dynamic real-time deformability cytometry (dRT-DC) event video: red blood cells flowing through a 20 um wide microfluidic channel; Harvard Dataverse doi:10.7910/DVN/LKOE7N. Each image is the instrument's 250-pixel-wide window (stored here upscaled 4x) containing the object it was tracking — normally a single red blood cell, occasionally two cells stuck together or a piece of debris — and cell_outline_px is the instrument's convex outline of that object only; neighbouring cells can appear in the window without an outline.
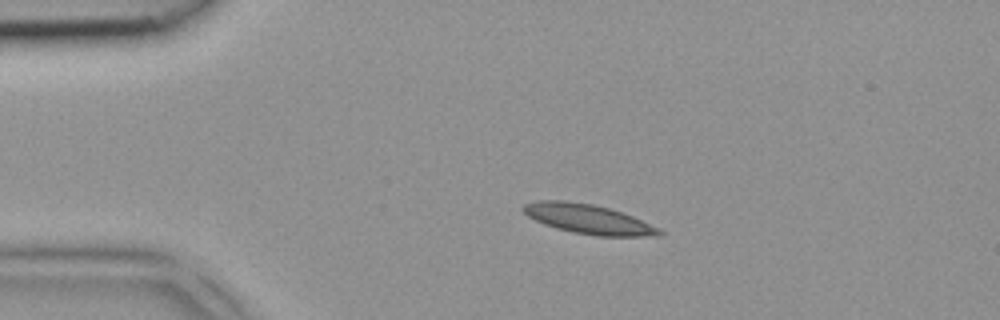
{"species": "common noctule bat (a hibernating species)", "species_latin": "Nyctalus noctula", "temperature_condition": "room temperature", "stored_images_in_passage": 2, "camera_frame_rate_fps": 3000, "um_per_image_px": 0.085, "animal": {"sex": "female", "body_mass_g": 18.4}, "frame": {"image": 1, "passage_image": 1, "time_ms": 0.0, "image_size_px": [1000, 320], "cell_outline_px": [[664, 232], [660, 236], [596, 236], [572, 232], [556, 228], [544, 224], [528, 216], [520, 208], [524, 204], [536, 200], [564, 200], [592, 204], [608, 208], [632, 216], [660, 228]], "centroid_in_image_um": [49.99, 18.62], "position_along_channel_um": 35.0, "area_um2": 23.41}}